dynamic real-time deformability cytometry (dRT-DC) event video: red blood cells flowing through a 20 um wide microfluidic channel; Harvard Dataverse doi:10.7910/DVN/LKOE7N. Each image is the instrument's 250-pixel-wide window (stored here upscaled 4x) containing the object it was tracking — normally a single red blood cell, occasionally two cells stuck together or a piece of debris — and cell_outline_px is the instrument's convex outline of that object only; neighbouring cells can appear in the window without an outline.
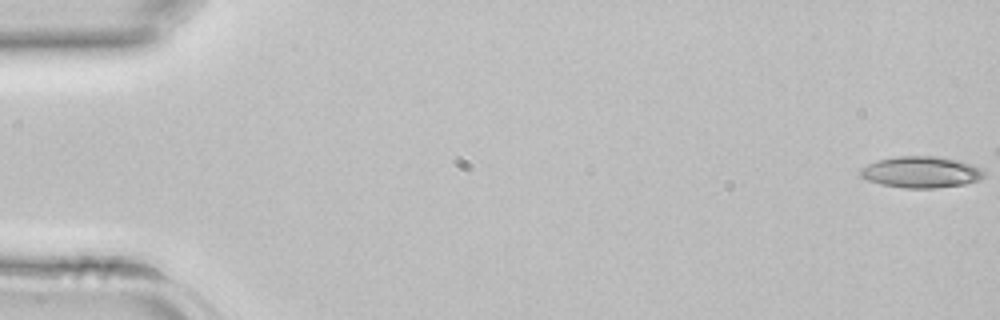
{"species": "common noctule bat (a hibernating species)", "species_latin": "Nyctalus noctula", "temperature_condition": "room temperature", "stored_images_in_passage": 25, "camera_frame_rate_fps": 3000, "um_per_image_px": 0.085, "animal": {"sex": "female", "body_mass_g": 22.7, "forearm_length_mm": 54.2}, "frame": {"image": 1, "passage_image": 1, "time_ms": 0.0, "image_size_px": [1000, 320], "cell_outline_px": [[984, 176], [980, 180], [964, 184], [936, 188], [904, 188], [880, 184], [868, 180], [860, 176], [860, 168], [876, 160], [896, 156], [936, 156], [960, 160], [972, 164], [980, 168], [984, 172]], "centroid_in_image_um": [78.29, 14.62], "position_along_channel_um": 6.7, "area_um2": 22.77}}